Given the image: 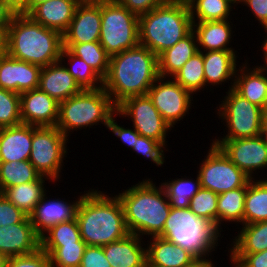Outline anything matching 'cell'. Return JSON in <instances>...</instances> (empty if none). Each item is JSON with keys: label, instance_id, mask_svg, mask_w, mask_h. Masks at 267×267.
Here are the masks:
<instances>
[{"label": "cell", "instance_id": "1", "mask_svg": "<svg viewBox=\"0 0 267 267\" xmlns=\"http://www.w3.org/2000/svg\"><path fill=\"white\" fill-rule=\"evenodd\" d=\"M158 77V56L138 44L110 57L103 88L117 106L128 97L148 94Z\"/></svg>", "mask_w": 267, "mask_h": 267}, {"label": "cell", "instance_id": "2", "mask_svg": "<svg viewBox=\"0 0 267 267\" xmlns=\"http://www.w3.org/2000/svg\"><path fill=\"white\" fill-rule=\"evenodd\" d=\"M109 195L90 188L80 200L76 220L87 246H104L129 234L120 199L115 194Z\"/></svg>", "mask_w": 267, "mask_h": 267}, {"label": "cell", "instance_id": "3", "mask_svg": "<svg viewBox=\"0 0 267 267\" xmlns=\"http://www.w3.org/2000/svg\"><path fill=\"white\" fill-rule=\"evenodd\" d=\"M146 178L131 185L122 193L120 199L129 234L141 238L158 236L165 226L171 206L162 185L156 186L153 179Z\"/></svg>", "mask_w": 267, "mask_h": 267}, {"label": "cell", "instance_id": "4", "mask_svg": "<svg viewBox=\"0 0 267 267\" xmlns=\"http://www.w3.org/2000/svg\"><path fill=\"white\" fill-rule=\"evenodd\" d=\"M6 32L10 57L41 67L60 60L62 34L35 22L29 15L15 13Z\"/></svg>", "mask_w": 267, "mask_h": 267}, {"label": "cell", "instance_id": "5", "mask_svg": "<svg viewBox=\"0 0 267 267\" xmlns=\"http://www.w3.org/2000/svg\"><path fill=\"white\" fill-rule=\"evenodd\" d=\"M192 31L186 0H172L139 16V44L159 56Z\"/></svg>", "mask_w": 267, "mask_h": 267}, {"label": "cell", "instance_id": "6", "mask_svg": "<svg viewBox=\"0 0 267 267\" xmlns=\"http://www.w3.org/2000/svg\"><path fill=\"white\" fill-rule=\"evenodd\" d=\"M221 235L210 222L196 216L189 208L171 207L163 231L158 236L188 250L196 258H207L217 251L223 238Z\"/></svg>", "mask_w": 267, "mask_h": 267}, {"label": "cell", "instance_id": "7", "mask_svg": "<svg viewBox=\"0 0 267 267\" xmlns=\"http://www.w3.org/2000/svg\"><path fill=\"white\" fill-rule=\"evenodd\" d=\"M117 106L103 87L83 89L78 94L59 103L56 127L67 137L76 129L103 124L106 128L116 115ZM74 130V131H73Z\"/></svg>", "mask_w": 267, "mask_h": 267}, {"label": "cell", "instance_id": "8", "mask_svg": "<svg viewBox=\"0 0 267 267\" xmlns=\"http://www.w3.org/2000/svg\"><path fill=\"white\" fill-rule=\"evenodd\" d=\"M139 16L121 4L101 0L100 44L111 57L139 44Z\"/></svg>", "mask_w": 267, "mask_h": 267}, {"label": "cell", "instance_id": "9", "mask_svg": "<svg viewBox=\"0 0 267 267\" xmlns=\"http://www.w3.org/2000/svg\"><path fill=\"white\" fill-rule=\"evenodd\" d=\"M216 107L218 118L226 126V133L218 139L250 138L261 135L265 111L239 95L233 88L225 92ZM226 124V125H225Z\"/></svg>", "mask_w": 267, "mask_h": 267}, {"label": "cell", "instance_id": "10", "mask_svg": "<svg viewBox=\"0 0 267 267\" xmlns=\"http://www.w3.org/2000/svg\"><path fill=\"white\" fill-rule=\"evenodd\" d=\"M69 139L56 126H33V139L29 162L42 175L56 183L65 157ZM56 181V182H55Z\"/></svg>", "mask_w": 267, "mask_h": 267}, {"label": "cell", "instance_id": "11", "mask_svg": "<svg viewBox=\"0 0 267 267\" xmlns=\"http://www.w3.org/2000/svg\"><path fill=\"white\" fill-rule=\"evenodd\" d=\"M210 144L211 148L197 170L201 187L216 194L243 187L250 178L217 146Z\"/></svg>", "mask_w": 267, "mask_h": 267}, {"label": "cell", "instance_id": "12", "mask_svg": "<svg viewBox=\"0 0 267 267\" xmlns=\"http://www.w3.org/2000/svg\"><path fill=\"white\" fill-rule=\"evenodd\" d=\"M116 113L120 118L132 119V128L140 135L168 145L166 137L172 128L154 106L148 94L126 98L117 105Z\"/></svg>", "mask_w": 267, "mask_h": 267}, {"label": "cell", "instance_id": "13", "mask_svg": "<svg viewBox=\"0 0 267 267\" xmlns=\"http://www.w3.org/2000/svg\"><path fill=\"white\" fill-rule=\"evenodd\" d=\"M148 96L171 128L192 109L193 95L172 77L159 76L148 90Z\"/></svg>", "mask_w": 267, "mask_h": 267}, {"label": "cell", "instance_id": "14", "mask_svg": "<svg viewBox=\"0 0 267 267\" xmlns=\"http://www.w3.org/2000/svg\"><path fill=\"white\" fill-rule=\"evenodd\" d=\"M210 143L217 146L250 179H255L257 170L256 174L267 169V143L262 135L239 139L215 138Z\"/></svg>", "mask_w": 267, "mask_h": 267}, {"label": "cell", "instance_id": "15", "mask_svg": "<svg viewBox=\"0 0 267 267\" xmlns=\"http://www.w3.org/2000/svg\"><path fill=\"white\" fill-rule=\"evenodd\" d=\"M101 1L80 2L68 29L62 34L63 43H86L100 40Z\"/></svg>", "mask_w": 267, "mask_h": 267}, {"label": "cell", "instance_id": "16", "mask_svg": "<svg viewBox=\"0 0 267 267\" xmlns=\"http://www.w3.org/2000/svg\"><path fill=\"white\" fill-rule=\"evenodd\" d=\"M47 194L46 192L43 195L33 213L29 216L34 230L39 236L52 226L75 219L80 200L84 195H79L73 201H66V199L61 200L59 197L57 199H50Z\"/></svg>", "mask_w": 267, "mask_h": 267}, {"label": "cell", "instance_id": "17", "mask_svg": "<svg viewBox=\"0 0 267 267\" xmlns=\"http://www.w3.org/2000/svg\"><path fill=\"white\" fill-rule=\"evenodd\" d=\"M22 123L37 127L56 126L59 117V102L39 89L20 94Z\"/></svg>", "mask_w": 267, "mask_h": 267}, {"label": "cell", "instance_id": "18", "mask_svg": "<svg viewBox=\"0 0 267 267\" xmlns=\"http://www.w3.org/2000/svg\"><path fill=\"white\" fill-rule=\"evenodd\" d=\"M42 67L7 55L0 59V88L18 94L38 89Z\"/></svg>", "mask_w": 267, "mask_h": 267}, {"label": "cell", "instance_id": "19", "mask_svg": "<svg viewBox=\"0 0 267 267\" xmlns=\"http://www.w3.org/2000/svg\"><path fill=\"white\" fill-rule=\"evenodd\" d=\"M40 248V236L35 232L30 217L22 222L0 226V252L8 258L28 255Z\"/></svg>", "mask_w": 267, "mask_h": 267}, {"label": "cell", "instance_id": "20", "mask_svg": "<svg viewBox=\"0 0 267 267\" xmlns=\"http://www.w3.org/2000/svg\"><path fill=\"white\" fill-rule=\"evenodd\" d=\"M246 62V63H245ZM237 68L233 89L252 104L267 109V74L259 66L250 68L247 59ZM248 64V65H247Z\"/></svg>", "mask_w": 267, "mask_h": 267}, {"label": "cell", "instance_id": "21", "mask_svg": "<svg viewBox=\"0 0 267 267\" xmlns=\"http://www.w3.org/2000/svg\"><path fill=\"white\" fill-rule=\"evenodd\" d=\"M38 89L59 103L83 90L60 60L42 67Z\"/></svg>", "mask_w": 267, "mask_h": 267}, {"label": "cell", "instance_id": "22", "mask_svg": "<svg viewBox=\"0 0 267 267\" xmlns=\"http://www.w3.org/2000/svg\"><path fill=\"white\" fill-rule=\"evenodd\" d=\"M142 239L138 235L128 234L119 241L104 245L103 251L111 267H145L147 246Z\"/></svg>", "mask_w": 267, "mask_h": 267}, {"label": "cell", "instance_id": "23", "mask_svg": "<svg viewBox=\"0 0 267 267\" xmlns=\"http://www.w3.org/2000/svg\"><path fill=\"white\" fill-rule=\"evenodd\" d=\"M32 139L33 125L0 128V162L29 160Z\"/></svg>", "mask_w": 267, "mask_h": 267}, {"label": "cell", "instance_id": "24", "mask_svg": "<svg viewBox=\"0 0 267 267\" xmlns=\"http://www.w3.org/2000/svg\"><path fill=\"white\" fill-rule=\"evenodd\" d=\"M228 20L192 22V31L195 33L198 50L207 51H236L232 43L233 23ZM232 37V38H231ZM231 46V47H229Z\"/></svg>", "mask_w": 267, "mask_h": 267}, {"label": "cell", "instance_id": "25", "mask_svg": "<svg viewBox=\"0 0 267 267\" xmlns=\"http://www.w3.org/2000/svg\"><path fill=\"white\" fill-rule=\"evenodd\" d=\"M238 51H207L203 52L205 86L209 88L216 85L224 86L230 81L229 90L233 88L235 74L237 71ZM223 83V84H222ZM209 84V85H208Z\"/></svg>", "mask_w": 267, "mask_h": 267}, {"label": "cell", "instance_id": "26", "mask_svg": "<svg viewBox=\"0 0 267 267\" xmlns=\"http://www.w3.org/2000/svg\"><path fill=\"white\" fill-rule=\"evenodd\" d=\"M79 3V0H48L36 6L28 15L42 26L63 34Z\"/></svg>", "mask_w": 267, "mask_h": 267}, {"label": "cell", "instance_id": "27", "mask_svg": "<svg viewBox=\"0 0 267 267\" xmlns=\"http://www.w3.org/2000/svg\"><path fill=\"white\" fill-rule=\"evenodd\" d=\"M147 241V263L153 267H183L196 257L188 250L159 236Z\"/></svg>", "mask_w": 267, "mask_h": 267}, {"label": "cell", "instance_id": "28", "mask_svg": "<svg viewBox=\"0 0 267 267\" xmlns=\"http://www.w3.org/2000/svg\"><path fill=\"white\" fill-rule=\"evenodd\" d=\"M198 50L195 33L191 31L174 46L158 56V73L162 77H173Z\"/></svg>", "mask_w": 267, "mask_h": 267}, {"label": "cell", "instance_id": "29", "mask_svg": "<svg viewBox=\"0 0 267 267\" xmlns=\"http://www.w3.org/2000/svg\"><path fill=\"white\" fill-rule=\"evenodd\" d=\"M45 181L53 182L50 178L41 176L36 181L8 187L2 194L23 213L30 216L47 192Z\"/></svg>", "mask_w": 267, "mask_h": 267}, {"label": "cell", "instance_id": "30", "mask_svg": "<svg viewBox=\"0 0 267 267\" xmlns=\"http://www.w3.org/2000/svg\"><path fill=\"white\" fill-rule=\"evenodd\" d=\"M241 226L237 236L232 240L228 253L250 254L267 250V221Z\"/></svg>", "mask_w": 267, "mask_h": 267}, {"label": "cell", "instance_id": "31", "mask_svg": "<svg viewBox=\"0 0 267 267\" xmlns=\"http://www.w3.org/2000/svg\"><path fill=\"white\" fill-rule=\"evenodd\" d=\"M247 182L243 225L267 221V178Z\"/></svg>", "mask_w": 267, "mask_h": 267}, {"label": "cell", "instance_id": "32", "mask_svg": "<svg viewBox=\"0 0 267 267\" xmlns=\"http://www.w3.org/2000/svg\"><path fill=\"white\" fill-rule=\"evenodd\" d=\"M247 192V183L240 188L218 194L217 201V230L221 233L224 222L243 225L244 202ZM222 225V226H221ZM222 230V231H221Z\"/></svg>", "mask_w": 267, "mask_h": 267}, {"label": "cell", "instance_id": "33", "mask_svg": "<svg viewBox=\"0 0 267 267\" xmlns=\"http://www.w3.org/2000/svg\"><path fill=\"white\" fill-rule=\"evenodd\" d=\"M192 22L231 19V11L236 5L230 0H186Z\"/></svg>", "mask_w": 267, "mask_h": 267}, {"label": "cell", "instance_id": "34", "mask_svg": "<svg viewBox=\"0 0 267 267\" xmlns=\"http://www.w3.org/2000/svg\"><path fill=\"white\" fill-rule=\"evenodd\" d=\"M63 48H68L74 55L84 60L102 79L106 77L110 56L99 41L63 43Z\"/></svg>", "mask_w": 267, "mask_h": 267}, {"label": "cell", "instance_id": "35", "mask_svg": "<svg viewBox=\"0 0 267 267\" xmlns=\"http://www.w3.org/2000/svg\"><path fill=\"white\" fill-rule=\"evenodd\" d=\"M67 62L66 64V60ZM60 61L73 76L82 89H98L103 87V79L80 57L74 55L68 48H63ZM69 65V66H68Z\"/></svg>", "mask_w": 267, "mask_h": 267}, {"label": "cell", "instance_id": "36", "mask_svg": "<svg viewBox=\"0 0 267 267\" xmlns=\"http://www.w3.org/2000/svg\"><path fill=\"white\" fill-rule=\"evenodd\" d=\"M42 175L29 162H0V193L8 187L38 180Z\"/></svg>", "mask_w": 267, "mask_h": 267}, {"label": "cell", "instance_id": "37", "mask_svg": "<svg viewBox=\"0 0 267 267\" xmlns=\"http://www.w3.org/2000/svg\"><path fill=\"white\" fill-rule=\"evenodd\" d=\"M197 178L191 179L187 176H182L181 178H175L170 181L164 180L165 182L161 183L163 186L170 206L174 208H189V202L192 197L199 191L201 188L200 178L197 174Z\"/></svg>", "mask_w": 267, "mask_h": 267}, {"label": "cell", "instance_id": "38", "mask_svg": "<svg viewBox=\"0 0 267 267\" xmlns=\"http://www.w3.org/2000/svg\"><path fill=\"white\" fill-rule=\"evenodd\" d=\"M192 95L205 89L203 52H197L172 77Z\"/></svg>", "mask_w": 267, "mask_h": 267}, {"label": "cell", "instance_id": "39", "mask_svg": "<svg viewBox=\"0 0 267 267\" xmlns=\"http://www.w3.org/2000/svg\"><path fill=\"white\" fill-rule=\"evenodd\" d=\"M85 242H75V244H40L49 256L53 267H80Z\"/></svg>", "mask_w": 267, "mask_h": 267}, {"label": "cell", "instance_id": "40", "mask_svg": "<svg viewBox=\"0 0 267 267\" xmlns=\"http://www.w3.org/2000/svg\"><path fill=\"white\" fill-rule=\"evenodd\" d=\"M217 201L218 194L200 188L189 202V209L198 217L206 219L217 229Z\"/></svg>", "mask_w": 267, "mask_h": 267}, {"label": "cell", "instance_id": "41", "mask_svg": "<svg viewBox=\"0 0 267 267\" xmlns=\"http://www.w3.org/2000/svg\"><path fill=\"white\" fill-rule=\"evenodd\" d=\"M81 239L76 218L49 228L40 236V244H75Z\"/></svg>", "mask_w": 267, "mask_h": 267}, {"label": "cell", "instance_id": "42", "mask_svg": "<svg viewBox=\"0 0 267 267\" xmlns=\"http://www.w3.org/2000/svg\"><path fill=\"white\" fill-rule=\"evenodd\" d=\"M21 123L20 94L0 88V128Z\"/></svg>", "mask_w": 267, "mask_h": 267}, {"label": "cell", "instance_id": "43", "mask_svg": "<svg viewBox=\"0 0 267 267\" xmlns=\"http://www.w3.org/2000/svg\"><path fill=\"white\" fill-rule=\"evenodd\" d=\"M166 146L162 142H158L154 139L146 138L145 136L138 135L135 137L134 147L132 151L136 154H140L146 159H149L151 163H155L156 166H162L165 163V150Z\"/></svg>", "mask_w": 267, "mask_h": 267}, {"label": "cell", "instance_id": "44", "mask_svg": "<svg viewBox=\"0 0 267 267\" xmlns=\"http://www.w3.org/2000/svg\"><path fill=\"white\" fill-rule=\"evenodd\" d=\"M6 267H53L50 256L41 248L36 252L9 257Z\"/></svg>", "mask_w": 267, "mask_h": 267}, {"label": "cell", "instance_id": "45", "mask_svg": "<svg viewBox=\"0 0 267 267\" xmlns=\"http://www.w3.org/2000/svg\"><path fill=\"white\" fill-rule=\"evenodd\" d=\"M27 215L0 193V226L22 222Z\"/></svg>", "mask_w": 267, "mask_h": 267}, {"label": "cell", "instance_id": "46", "mask_svg": "<svg viewBox=\"0 0 267 267\" xmlns=\"http://www.w3.org/2000/svg\"><path fill=\"white\" fill-rule=\"evenodd\" d=\"M232 267H267V250L250 254H228Z\"/></svg>", "mask_w": 267, "mask_h": 267}, {"label": "cell", "instance_id": "47", "mask_svg": "<svg viewBox=\"0 0 267 267\" xmlns=\"http://www.w3.org/2000/svg\"><path fill=\"white\" fill-rule=\"evenodd\" d=\"M114 3L121 4L132 13L140 16L155 7L167 4L172 0H111Z\"/></svg>", "mask_w": 267, "mask_h": 267}, {"label": "cell", "instance_id": "48", "mask_svg": "<svg viewBox=\"0 0 267 267\" xmlns=\"http://www.w3.org/2000/svg\"><path fill=\"white\" fill-rule=\"evenodd\" d=\"M80 267H111L103 246H86Z\"/></svg>", "mask_w": 267, "mask_h": 267}, {"label": "cell", "instance_id": "49", "mask_svg": "<svg viewBox=\"0 0 267 267\" xmlns=\"http://www.w3.org/2000/svg\"><path fill=\"white\" fill-rule=\"evenodd\" d=\"M117 116L118 114L116 113V116L114 115L111 118L107 128L110 132H113V135L116 136L117 139L119 138L120 141H122L123 145L126 144L130 147L129 149H132L134 147L135 137H137L139 133L134 128H124L122 125H118L116 121Z\"/></svg>", "mask_w": 267, "mask_h": 267}, {"label": "cell", "instance_id": "50", "mask_svg": "<svg viewBox=\"0 0 267 267\" xmlns=\"http://www.w3.org/2000/svg\"><path fill=\"white\" fill-rule=\"evenodd\" d=\"M241 5L250 7L248 12L251 11L259 25L264 27L267 24V0H244Z\"/></svg>", "mask_w": 267, "mask_h": 267}, {"label": "cell", "instance_id": "51", "mask_svg": "<svg viewBox=\"0 0 267 267\" xmlns=\"http://www.w3.org/2000/svg\"><path fill=\"white\" fill-rule=\"evenodd\" d=\"M15 12L6 4L4 0H0V29H7Z\"/></svg>", "mask_w": 267, "mask_h": 267}, {"label": "cell", "instance_id": "52", "mask_svg": "<svg viewBox=\"0 0 267 267\" xmlns=\"http://www.w3.org/2000/svg\"><path fill=\"white\" fill-rule=\"evenodd\" d=\"M4 1L15 13L27 15V0H4Z\"/></svg>", "mask_w": 267, "mask_h": 267}, {"label": "cell", "instance_id": "53", "mask_svg": "<svg viewBox=\"0 0 267 267\" xmlns=\"http://www.w3.org/2000/svg\"><path fill=\"white\" fill-rule=\"evenodd\" d=\"M7 29H0V59L8 55Z\"/></svg>", "mask_w": 267, "mask_h": 267}, {"label": "cell", "instance_id": "54", "mask_svg": "<svg viewBox=\"0 0 267 267\" xmlns=\"http://www.w3.org/2000/svg\"><path fill=\"white\" fill-rule=\"evenodd\" d=\"M210 258L211 257L196 258L189 265H186L183 267H216L215 263H213V260Z\"/></svg>", "mask_w": 267, "mask_h": 267}, {"label": "cell", "instance_id": "55", "mask_svg": "<svg viewBox=\"0 0 267 267\" xmlns=\"http://www.w3.org/2000/svg\"><path fill=\"white\" fill-rule=\"evenodd\" d=\"M48 0H27V15L39 4L44 3Z\"/></svg>", "mask_w": 267, "mask_h": 267}, {"label": "cell", "instance_id": "56", "mask_svg": "<svg viewBox=\"0 0 267 267\" xmlns=\"http://www.w3.org/2000/svg\"><path fill=\"white\" fill-rule=\"evenodd\" d=\"M265 33L267 34V28H263ZM262 48V49H261ZM261 51H262V60L264 62V64L267 62V35H265L264 41L262 42V45L260 47Z\"/></svg>", "mask_w": 267, "mask_h": 267}, {"label": "cell", "instance_id": "57", "mask_svg": "<svg viewBox=\"0 0 267 267\" xmlns=\"http://www.w3.org/2000/svg\"><path fill=\"white\" fill-rule=\"evenodd\" d=\"M261 135L264 138V141L267 143V118L266 117H264V120H263Z\"/></svg>", "mask_w": 267, "mask_h": 267}, {"label": "cell", "instance_id": "58", "mask_svg": "<svg viewBox=\"0 0 267 267\" xmlns=\"http://www.w3.org/2000/svg\"><path fill=\"white\" fill-rule=\"evenodd\" d=\"M8 257L0 252V267H6Z\"/></svg>", "mask_w": 267, "mask_h": 267}, {"label": "cell", "instance_id": "59", "mask_svg": "<svg viewBox=\"0 0 267 267\" xmlns=\"http://www.w3.org/2000/svg\"><path fill=\"white\" fill-rule=\"evenodd\" d=\"M256 66H259L261 67L267 74V62L265 64H262V65H256Z\"/></svg>", "mask_w": 267, "mask_h": 267}, {"label": "cell", "instance_id": "60", "mask_svg": "<svg viewBox=\"0 0 267 267\" xmlns=\"http://www.w3.org/2000/svg\"><path fill=\"white\" fill-rule=\"evenodd\" d=\"M233 4H235L236 5V7H237V5L238 4H241V2H243L244 0H230Z\"/></svg>", "mask_w": 267, "mask_h": 267}, {"label": "cell", "instance_id": "61", "mask_svg": "<svg viewBox=\"0 0 267 267\" xmlns=\"http://www.w3.org/2000/svg\"><path fill=\"white\" fill-rule=\"evenodd\" d=\"M80 2H88V1H101V0H79Z\"/></svg>", "mask_w": 267, "mask_h": 267}, {"label": "cell", "instance_id": "62", "mask_svg": "<svg viewBox=\"0 0 267 267\" xmlns=\"http://www.w3.org/2000/svg\"><path fill=\"white\" fill-rule=\"evenodd\" d=\"M145 267H153V266H151V265H149L148 263H146V266Z\"/></svg>", "mask_w": 267, "mask_h": 267}]
</instances>
